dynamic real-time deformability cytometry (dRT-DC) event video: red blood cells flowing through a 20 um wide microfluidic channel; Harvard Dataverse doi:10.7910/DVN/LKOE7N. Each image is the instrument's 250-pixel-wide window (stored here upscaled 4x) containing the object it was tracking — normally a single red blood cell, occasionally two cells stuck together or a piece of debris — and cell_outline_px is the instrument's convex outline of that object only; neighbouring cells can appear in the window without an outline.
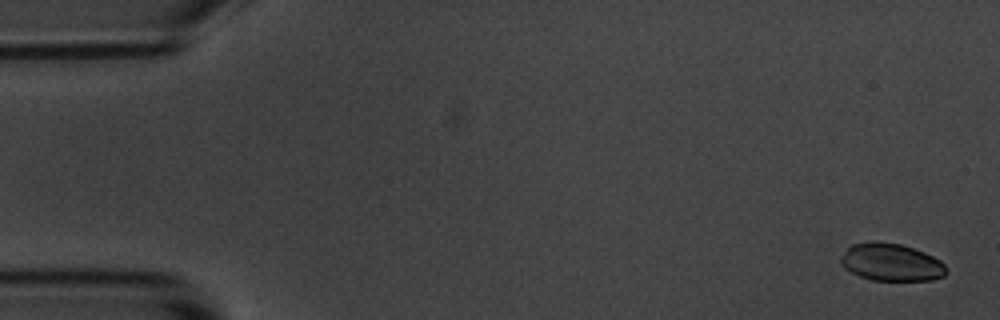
{"species": "common noctule bat (a hibernating species)", "species_latin": "Nyctalus noctula", "temperature_condition": "room temperature", "stored_images_in_passage": 4, "camera_frame_rate_fps": 3000, "um_per_image_px": 0.085, "animal": {"sex": "male", "body_mass_g": 20.1, "forearm_length_mm": 53.5}, "frame": {"image": 1, "passage_image": 1, "time_ms": 0.0, "image_size_px": [1000, 320], "cell_outline_px": [[948, 272], [944, 276], [932, 280], [872, 280], [860, 276], [844, 268], [840, 264], [840, 260], [844, 252], [852, 244], [868, 240], [872, 240], [900, 244], [924, 252], [940, 260], [944, 264]], "centroid_in_image_um": [75.74, 22.28], "position_along_channel_um": 9.3, "area_um2": 23.12}}